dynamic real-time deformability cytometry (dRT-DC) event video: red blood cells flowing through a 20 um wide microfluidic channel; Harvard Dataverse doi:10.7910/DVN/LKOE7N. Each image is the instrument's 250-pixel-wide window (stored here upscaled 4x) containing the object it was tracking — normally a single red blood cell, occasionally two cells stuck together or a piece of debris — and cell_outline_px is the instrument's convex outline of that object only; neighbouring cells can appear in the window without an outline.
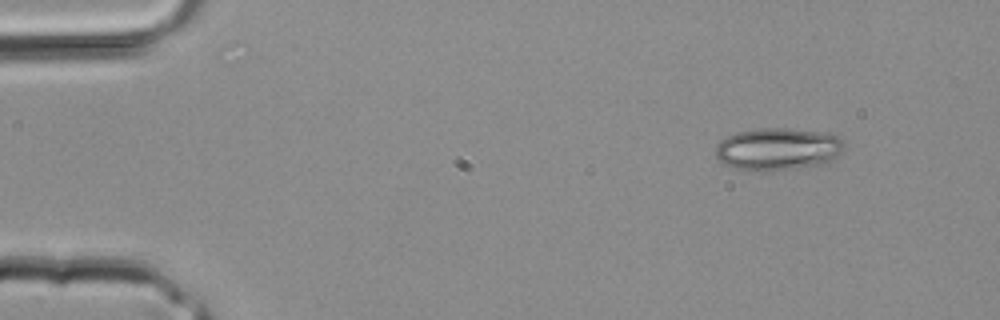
{"species": "common noctule bat (a hibernating species)", "species_latin": "Nyctalus noctula", "temperature_condition": "room temperature", "stored_images_in_passage": 3, "camera_frame_rate_fps": 3000, "um_per_image_px": 0.085, "animal": {"sex": "male", "body_mass_g": 20.4}, "frame": {"image": 1, "passage_image": 1, "time_ms": 0.0, "image_size_px": [1000, 320], "cell_outline_px": [[848, 148], [836, 156], [816, 168], [768, 172], [748, 172], [724, 164], [716, 160], [716, 144], [720, 140], [736, 132], [760, 128], [788, 128], [820, 132], [840, 136], [844, 140]], "centroid_in_image_um": [66.15, 12.71], "position_along_channel_um": 18.9, "area_um2": 33.06}}